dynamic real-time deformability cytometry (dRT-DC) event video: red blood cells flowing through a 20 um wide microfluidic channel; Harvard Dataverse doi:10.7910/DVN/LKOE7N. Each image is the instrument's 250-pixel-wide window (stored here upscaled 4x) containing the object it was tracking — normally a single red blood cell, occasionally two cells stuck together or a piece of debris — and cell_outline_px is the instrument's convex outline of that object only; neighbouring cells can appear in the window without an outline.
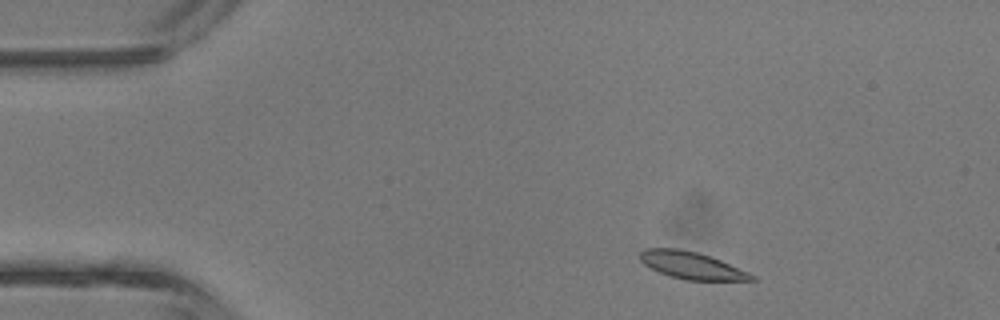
{"species": "common noctule bat (a hibernating species)", "species_latin": "Nyctalus noctula", "temperature_condition": "room temperature", "stored_images_in_passage": 2, "camera_frame_rate_fps": 3000, "um_per_image_px": 0.085, "animal": {"sex": "male", "body_mass_g": 13.3}, "frame": {"image": 1, "passage_image": 1, "time_ms": 0.0, "image_size_px": [1000, 320], "cell_outline_px": [[756, 280], [688, 280], [672, 276], [660, 272], [644, 264], [640, 260], [640, 252], [644, 248], [680, 248], [712, 256], [748, 272], [756, 276]], "centroid_in_image_um": [58.79, 22.54], "position_along_channel_um": 26.2, "area_um2": 17.51}}